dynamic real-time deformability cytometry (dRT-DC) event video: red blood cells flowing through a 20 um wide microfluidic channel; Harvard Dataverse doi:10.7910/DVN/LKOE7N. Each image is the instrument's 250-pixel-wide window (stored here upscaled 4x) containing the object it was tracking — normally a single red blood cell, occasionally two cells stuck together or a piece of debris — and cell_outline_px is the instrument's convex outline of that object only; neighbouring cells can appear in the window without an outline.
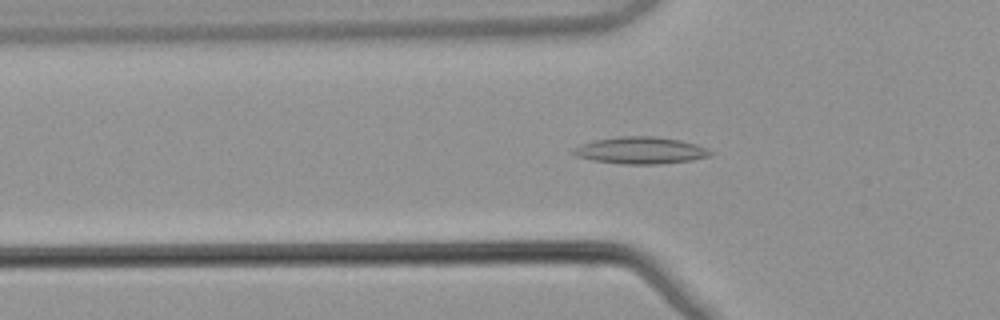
{"species": "common noctule bat (a hibernating species)", "species_latin": "Nyctalus noctula", "temperature_condition": "warm", "stored_images_in_passage": 54, "camera_frame_rate_fps": 3000, "um_per_image_px": 0.085, "animal": {"sex": "male", "body_mass_g": 21.5, "forearm_length_mm": 52.0}, "frame": {"image": 1, "passage_image": 19, "time_ms": 6.0, "image_size_px": [1000, 320], "cell_outline_px": [[712, 152], [708, 156], [692, 160], [656, 164], [624, 164], [592, 160], [576, 156], [572, 152], [572, 148], [580, 144], [596, 140], [620, 136], [656, 136], [680, 140], [696, 144]], "centroid_in_image_um": [54.4, 12.78], "position_along_channel_um": 71.4, "area_um2": 21.33}}
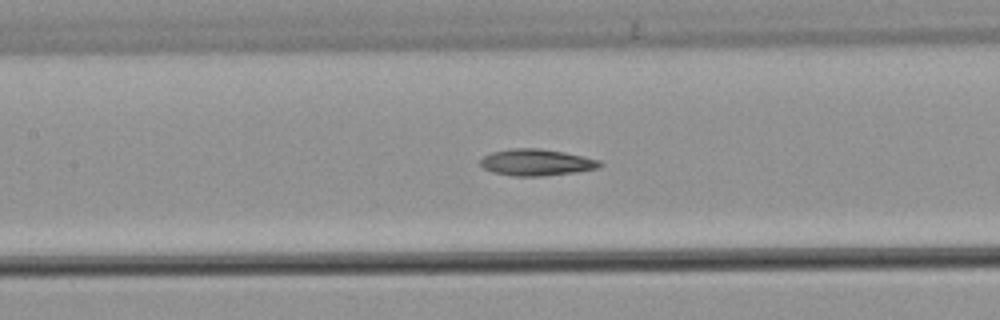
{"frame": {"image": 2, "passage_image": 26, "time_ms": 8.333, "image_size_px": [1000, 320], "cell_outline_px": [[604, 164], [596, 168], [576, 172], [544, 176], [512, 176], [492, 172], [484, 168], [480, 164], [480, 160], [484, 156], [492, 152], [512, 148], [540, 148], [564, 152], [584, 156], [600, 160]], "centroid_in_image_um": [45.6, 13.8], "position_along_channel_um": 161.8, "area_um2": 18.55}}
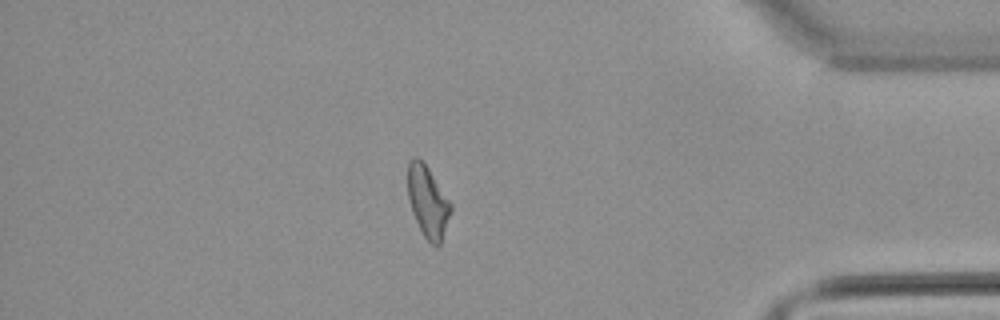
{"frame": {"image": 3, "passage_image": 47, "time_ms": 15.333, "image_size_px": [1000, 320], "cell_outline_px": [[452, 212], [440, 244], [436, 248], [424, 236], [412, 212], [408, 196], [408, 164], [416, 156], [428, 168], [452, 204]], "centroid_in_image_um": [36.38, 17.18], "position_along_channel_um": 398.8, "area_um2": 17.63}, "authors_computed_cell_mechanics": {"area_um2": 18.4093, "velocity_mm_per_s": 3.8695, "shape_relaxation_time_tau1_ms": null, "shape_relaxation_time_tau2_ms": 6.6006, "deformation_change_tau1": null, "deformation_change_tau2": 0.142}}